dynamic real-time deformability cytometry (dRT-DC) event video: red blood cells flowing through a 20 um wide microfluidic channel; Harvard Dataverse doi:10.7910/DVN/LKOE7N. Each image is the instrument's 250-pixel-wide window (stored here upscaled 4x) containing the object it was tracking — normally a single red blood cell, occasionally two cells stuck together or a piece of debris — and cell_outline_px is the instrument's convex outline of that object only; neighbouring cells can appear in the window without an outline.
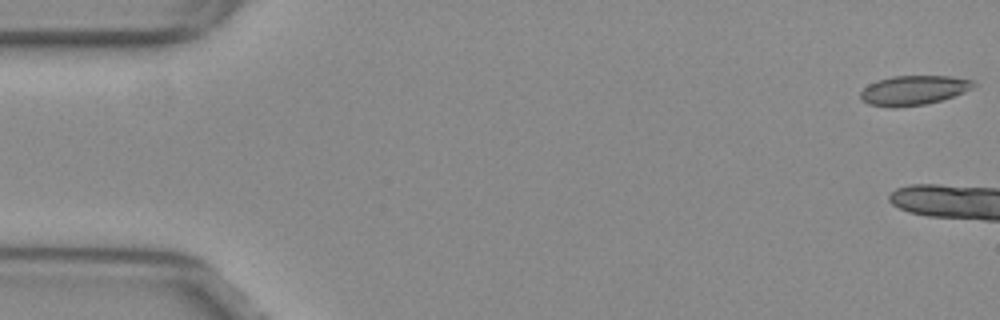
{"species": "common noctule bat (a hibernating species)", "species_latin": "Nyctalus noctula", "temperature_condition": "warm", "stored_images_in_passage": 5, "camera_frame_rate_fps": 3000, "um_per_image_px": 0.085, "animal": {"sex": "female", "body_mass_g": 29.2, "forearm_length_mm": 56.3}, "frame": {"image": 1, "passage_image": 1, "time_ms": 0.0, "image_size_px": [1000, 320], "cell_outline_px": [[980, 84], [964, 92], [940, 100], [924, 104], [892, 108], [868, 104], [860, 100], [860, 92], [868, 84], [876, 80], [892, 76], [952, 76], [972, 80]], "centroid_in_image_um": [77.64, 7.66], "position_along_channel_um": 7.4, "area_um2": 19.59}}